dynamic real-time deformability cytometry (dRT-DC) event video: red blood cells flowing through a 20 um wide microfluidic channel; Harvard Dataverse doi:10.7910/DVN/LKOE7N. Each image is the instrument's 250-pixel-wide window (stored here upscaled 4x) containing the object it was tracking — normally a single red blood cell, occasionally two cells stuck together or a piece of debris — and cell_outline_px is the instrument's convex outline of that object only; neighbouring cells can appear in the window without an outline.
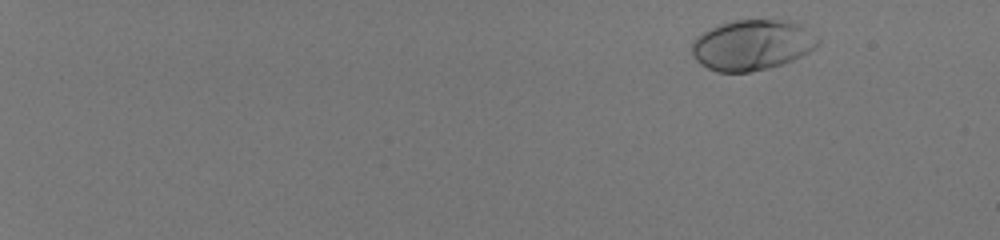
{"species": "human", "species_latin": "Homo sapiens", "temperature_condition": "room temperature", "stored_images_in_passage": 55, "camera_frame_rate_fps": 3000, "um_per_image_px": 0.085, "donor": {"sex": "male"}, "frame": {"image": 1, "passage_image": 5, "time_ms": 1.333, "image_size_px": [1000, 240], "cell_outline_px": [[820, 44], [816, 48], [792, 60], [780, 64], [748, 72], [716, 72], [700, 64], [692, 56], [692, 40], [696, 36], [720, 24], [736, 20], [788, 20], [800, 24], [820, 40]], "centroid_in_image_um": [63.91, 3.82], "position_along_channel_um": 21.1, "area_um2": 36.88}}
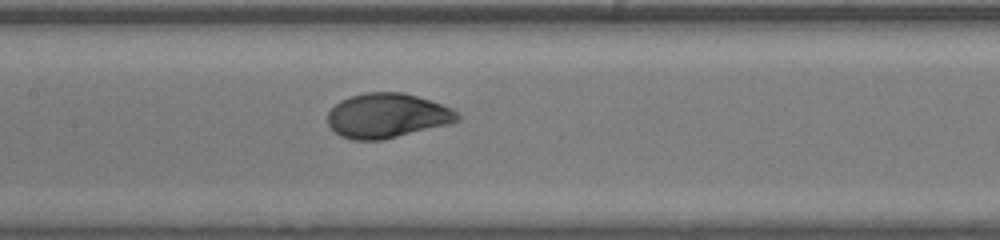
{"frame": {"image": 2, "passage_image": 32, "time_ms": 10.333, "image_size_px": [1000, 240], "cell_outline_px": [[460, 120], [452, 124], [384, 140], [352, 140], [340, 136], [328, 124], [328, 112], [340, 100], [348, 96], [364, 92], [404, 92], [452, 108], [460, 116]], "centroid_in_image_um": [32.92, 9.84], "position_along_channel_um": 174.5, "area_um2": 34.04}}
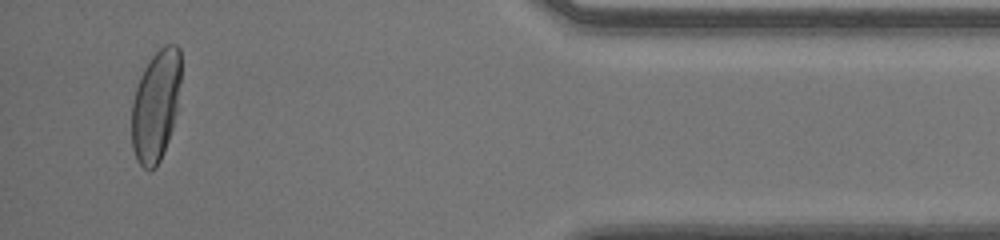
{"frame": {"image": 3, "passage_image": 53, "time_ms": 17.333, "image_size_px": [1000, 240], "cell_outline_px": [[180, 80], [176, 112], [172, 128], [168, 140], [160, 160], [156, 168], [148, 172], [136, 160], [132, 148], [132, 100], [140, 76], [144, 68], [152, 56], [164, 44], [176, 44], [180, 48]], "centroid_in_image_um": [13.23, 8.99], "position_along_channel_um": 422.0, "area_um2": 31.96}, "authors_computed_cell_mechanics": {"area_um2": 34.0442, "velocity_mm_per_s": 4.0545, "shape_relaxation_time_tau1_ms": 2.255, "shape_relaxation_time_tau2_ms": null, "deformation_change_tau1": 0.1726, "deformation_change_tau2": null}}